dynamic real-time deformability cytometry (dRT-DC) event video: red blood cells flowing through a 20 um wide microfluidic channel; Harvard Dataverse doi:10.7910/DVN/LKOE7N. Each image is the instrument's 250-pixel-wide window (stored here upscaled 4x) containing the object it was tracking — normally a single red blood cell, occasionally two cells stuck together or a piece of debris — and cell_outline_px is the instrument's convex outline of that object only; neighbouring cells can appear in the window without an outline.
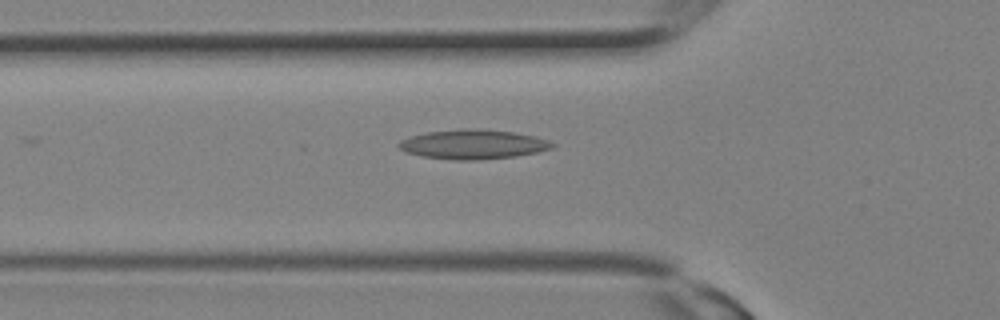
{"species": "Egyptian fruit bat (a non-hibernating species)", "species_latin": "Rousettus aegyptiacus", "temperature_condition": "room temperature", "stored_images_in_passage": 8, "camera_frame_rate_fps": 3000, "um_per_image_px": 0.085, "animal": {"sex": "female"}, "frame": {"image": 1, "passage_image": 4, "time_ms": 1.0, "image_size_px": [1000, 320], "cell_outline_px": [[556, 144], [552, 148], [536, 152], [516, 156], [472, 160], [456, 160], [424, 156], [404, 152], [396, 144], [400, 140], [412, 136], [428, 132], [464, 128], [476, 128], [512, 132], [536, 136], [548, 140]], "centroid_in_image_um": [40.21, 12.26], "position_along_channel_um": 85.6, "area_um2": 26.18}}
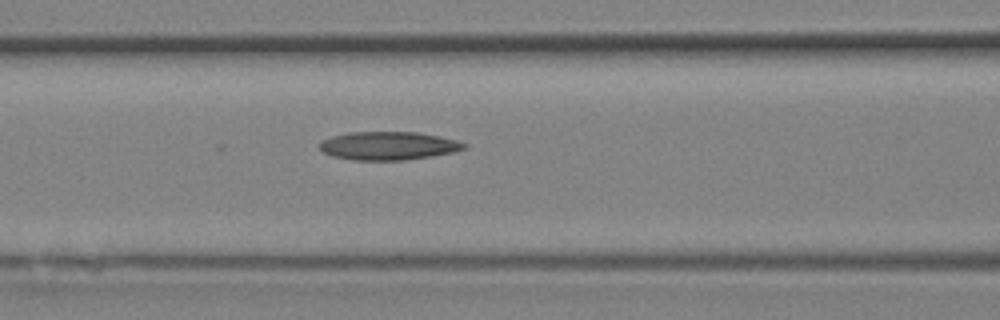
{"frame": {"image": 2, "passage_image": 6, "time_ms": 1.667, "image_size_px": [1000, 320], "cell_outline_px": [[468, 148], [456, 152], [432, 156], [404, 160], [352, 160], [332, 156], [324, 152], [320, 148], [320, 140], [332, 136], [348, 132], [416, 132], [456, 140], [468, 144]], "centroid_in_image_um": [33.02, 12.39], "position_along_channel_um": 133.6, "area_um2": 23.93}}
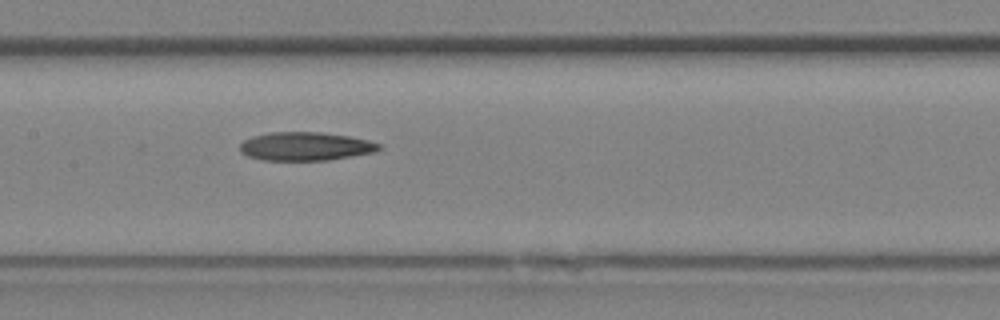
{"frame": {"image": 3, "passage_image": 8, "time_ms": 2.333, "image_size_px": [1000, 320], "cell_outline_px": [[384, 148], [376, 152], [328, 160], [260, 160], [248, 156], [240, 152], [240, 144], [244, 140], [252, 136], [268, 132], [320, 132], [348, 136], [368, 140], [384, 144]], "centroid_in_image_um": [26.0, 12.44], "position_along_channel_um": 181.4, "area_um2": 23.35}}